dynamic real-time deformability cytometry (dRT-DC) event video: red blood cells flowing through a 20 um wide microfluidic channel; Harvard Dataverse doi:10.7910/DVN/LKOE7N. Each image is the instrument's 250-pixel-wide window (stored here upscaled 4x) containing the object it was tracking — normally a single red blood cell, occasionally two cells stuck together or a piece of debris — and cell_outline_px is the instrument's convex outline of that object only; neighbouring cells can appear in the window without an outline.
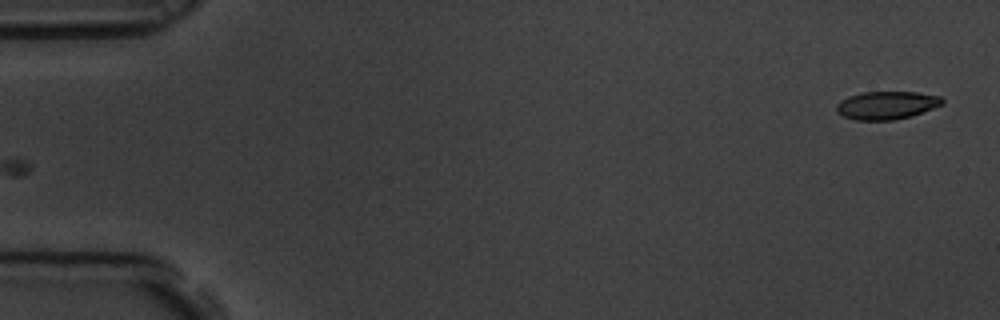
{"species": "common noctule bat (a hibernating species)", "species_latin": "Nyctalus noctula", "temperature_condition": "room temperature", "stored_images_in_passage": 57, "camera_frame_rate_fps": 3000, "um_per_image_px": 0.085, "animal": {"sex": "male", "body_mass_g": 19.5, "forearm_length_mm": 54.6}, "frame": {"image": 1, "passage_image": 1, "time_ms": 0.0, "image_size_px": [1000, 320], "cell_outline_px": [[944, 104], [912, 116], [892, 120], [856, 120], [844, 116], [836, 112], [836, 104], [840, 100], [848, 96], [864, 92], [916, 92], [940, 96], [944, 100]], "centroid_in_image_um": [75.36, 8.94], "position_along_channel_um": 9.6, "area_um2": 17.34}}
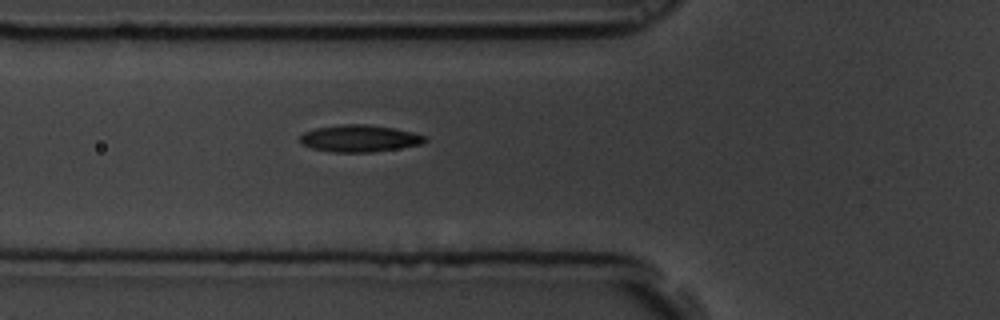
{"frame": {"image": 2, "passage_image": 20, "time_ms": 6.333, "image_size_px": [1000, 320], "cell_outline_px": [[428, 140], [420, 144], [400, 148], [372, 152], [332, 152], [312, 148], [300, 144], [300, 136], [304, 132], [316, 128], [344, 124], [368, 124], [392, 128], [412, 132], [428, 136]], "centroid_in_image_um": [30.56, 11.77], "position_along_channel_um": 95.2, "area_um2": 19.65}}
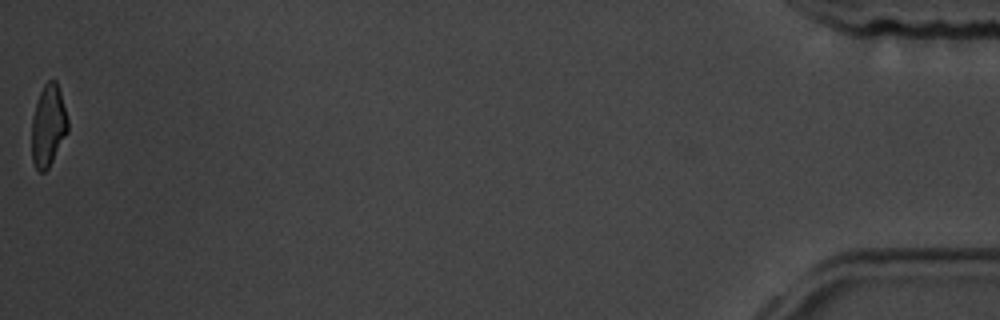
{"frame": {"image": 3, "passage_image": 57, "time_ms": 18.667, "image_size_px": [1000, 320], "cell_outline_px": [[68, 132], [48, 168], [44, 172], [40, 172], [36, 168], [32, 160], [32, 116], [40, 92], [44, 84], [48, 80], [56, 80], [60, 92], [68, 120]], "centroid_in_image_um": [4.1, 10.68], "position_along_channel_um": 431.1, "area_um2": 17.05}, "authors_computed_cell_mechanics": {"area_um2": 18.6694, "velocity_mm_per_s": 3.5265, "shape_relaxation_time_tau1_ms": 6.2224, "shape_relaxation_time_tau2_ms": 2.6495, "deformation_change_tau1": 0.1663, "deformation_change_tau2": 0.0884}}